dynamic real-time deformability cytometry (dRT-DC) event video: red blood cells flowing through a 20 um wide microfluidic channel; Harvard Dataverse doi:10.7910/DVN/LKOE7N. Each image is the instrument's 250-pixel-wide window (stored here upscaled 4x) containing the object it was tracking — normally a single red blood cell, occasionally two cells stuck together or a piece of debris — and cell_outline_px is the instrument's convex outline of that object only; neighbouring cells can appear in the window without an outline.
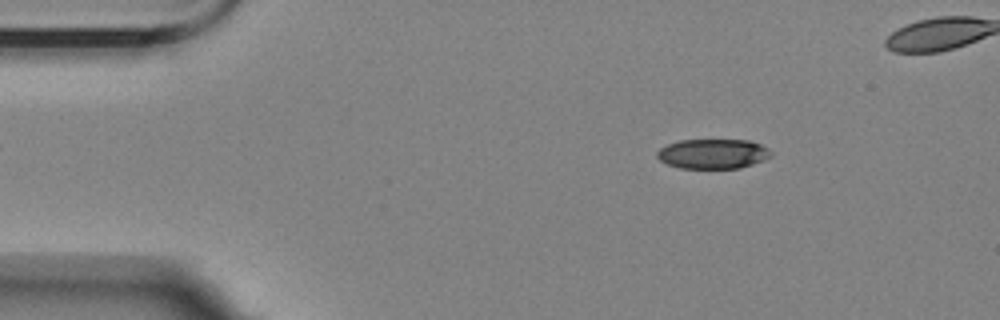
{"species": "Egyptian fruit bat (a non-hibernating species)", "species_latin": "Rousettus aegyptiacus", "temperature_condition": "room temperature", "stored_images_in_passage": 5, "camera_frame_rate_fps": 3000, "um_per_image_px": 0.085, "animal": {"sex": "female"}, "frame": {"image": 1, "passage_image": 2, "time_ms": 1.667, "image_size_px": [1000, 320], "cell_outline_px": [[772, 156], [752, 164], [740, 168], [680, 168], [668, 164], [660, 160], [656, 156], [656, 152], [660, 148], [668, 144], [680, 140], [748, 140], [760, 144], [768, 148], [772, 152]], "centroid_in_image_um": [60.59, 13.07], "position_along_channel_um": 24.4, "area_um2": 19.71}}
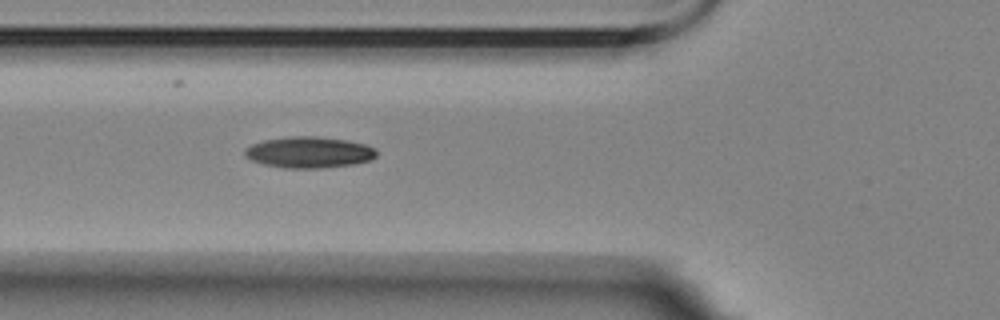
{"frame": {"image": 2, "passage_image": 5, "time_ms": 5.667, "image_size_px": [1000, 320], "cell_outline_px": [[376, 156], [372, 160], [352, 164], [324, 168], [284, 168], [264, 164], [252, 160], [244, 156], [244, 148], [252, 144], [264, 140], [292, 136], [316, 136], [344, 140], [364, 144], [376, 148]], "centroid_in_image_um": [26.26, 12.95], "position_along_channel_um": 99.5, "area_um2": 23.93}}